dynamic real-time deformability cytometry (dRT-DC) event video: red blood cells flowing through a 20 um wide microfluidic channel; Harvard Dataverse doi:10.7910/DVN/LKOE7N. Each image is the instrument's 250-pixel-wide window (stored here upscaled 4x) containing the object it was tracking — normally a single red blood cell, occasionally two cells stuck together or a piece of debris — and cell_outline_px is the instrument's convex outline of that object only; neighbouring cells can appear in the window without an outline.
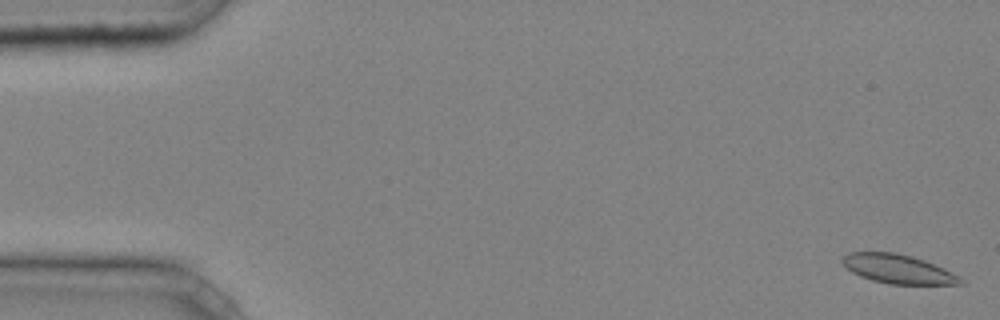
{"species": "common noctule bat (a hibernating species)", "species_latin": "Nyctalus noctula", "temperature_condition": "cold", "stored_images_in_passage": 45, "camera_frame_rate_fps": 3000, "um_per_image_px": 0.085, "animal": {"sex": "male", "body_mass_g": 20.4}, "frame": {"image": 1, "passage_image": 1, "time_ms": 0.0, "image_size_px": [1000, 320], "cell_outline_px": [[964, 284], [888, 284], [872, 280], [860, 276], [852, 272], [840, 260], [848, 252], [896, 252], [912, 256], [924, 260], [964, 280]], "centroid_in_image_um": [76.26, 22.86], "position_along_channel_um": 8.7, "area_um2": 19.59}}
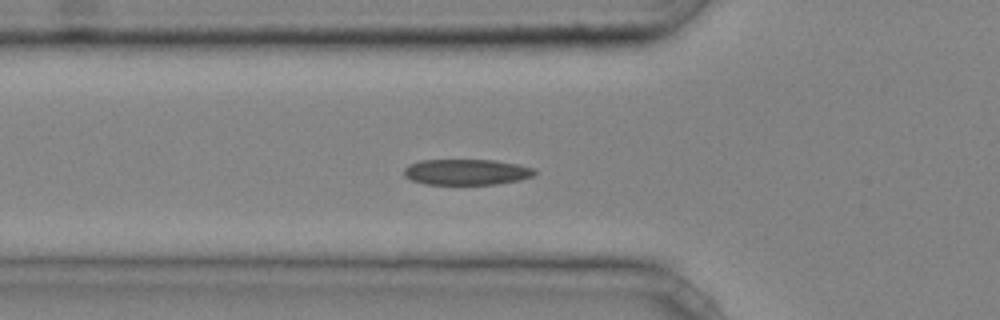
{"frame": {"image": 2, "passage_image": 16, "time_ms": 5.0, "image_size_px": [1000, 320], "cell_outline_px": [[536, 172], [532, 176], [520, 180], [496, 184], [424, 184], [412, 180], [404, 176], [404, 168], [408, 164], [420, 160], [496, 160], [520, 164], [536, 168]], "centroid_in_image_um": [39.67, 14.61], "position_along_channel_um": 86.1, "area_um2": 19.83}}
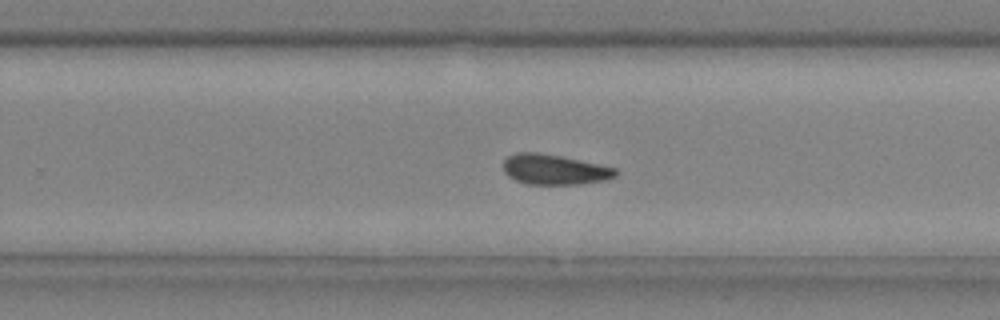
{"frame": {"image": 3, "passage_image": 30, "time_ms": 9.667, "image_size_px": [1000, 320], "cell_outline_px": [[620, 172], [616, 176], [604, 180], [580, 184], [528, 184], [516, 180], [508, 176], [504, 172], [504, 160], [508, 156], [516, 152], [536, 152], [560, 156], [616, 168]], "centroid_in_image_um": [47.12, 14.41], "position_along_channel_um": 282.7, "area_um2": 19.65}, "authors_computed_cell_mechanics": {"area_um2": 19.8254, "velocity_mm_per_s": 4.2141, "shape_relaxation_time_tau1_ms": 11.2515, "shape_relaxation_time_tau2_ms": 5.1609, "deformation_change_tau1": 0.1992, "deformation_change_tau2": 0.1109}}